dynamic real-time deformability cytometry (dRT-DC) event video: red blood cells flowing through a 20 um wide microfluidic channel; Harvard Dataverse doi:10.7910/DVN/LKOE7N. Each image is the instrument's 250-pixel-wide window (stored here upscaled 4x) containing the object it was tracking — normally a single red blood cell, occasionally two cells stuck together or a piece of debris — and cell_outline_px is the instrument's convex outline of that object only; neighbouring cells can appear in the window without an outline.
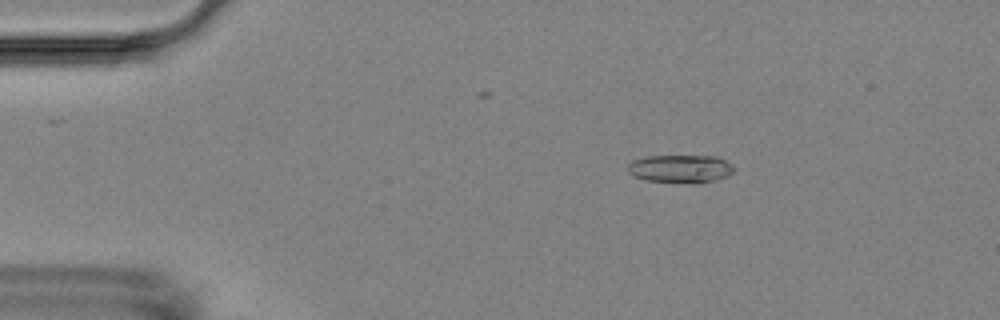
{"species": "Egyptian fruit bat (a non-hibernating species)", "species_latin": "Rousettus aegyptiacus", "temperature_condition": "room temperature", "stored_images_in_passage": 5, "camera_frame_rate_fps": 3000, "um_per_image_px": 0.085, "animal": {"sex": "female"}, "frame": {"image": 1, "passage_image": 3, "time_ms": 3.0, "image_size_px": [1000, 320], "cell_outline_px": [[736, 168], [728, 176], [716, 180], [700, 184], [644, 180], [632, 176], [628, 172], [628, 164], [632, 160], [648, 156], [716, 156], [732, 164]], "centroid_in_image_um": [57.85, 14.35], "position_along_channel_um": 27.2, "area_um2": 17.63}}